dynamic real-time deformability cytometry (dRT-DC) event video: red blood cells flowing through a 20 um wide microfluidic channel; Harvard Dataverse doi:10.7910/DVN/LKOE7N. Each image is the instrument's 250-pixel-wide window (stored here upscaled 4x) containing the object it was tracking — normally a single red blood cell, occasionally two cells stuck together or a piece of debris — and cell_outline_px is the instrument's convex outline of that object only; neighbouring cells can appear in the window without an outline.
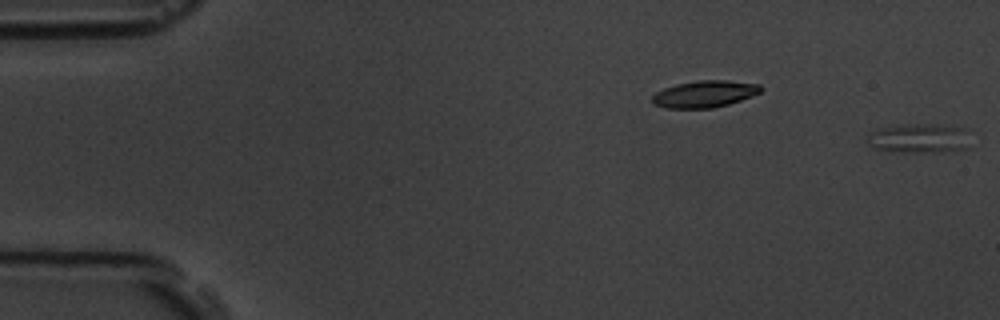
{"species": "common noctule bat (a hibernating species)", "species_latin": "Nyctalus noctula", "temperature_condition": "room temperature", "stored_images_in_passage": 3, "segment_of_instrument_passage": [2, 2], "camera_frame_rate_fps": 3000, "um_per_image_px": 0.085, "animal": {"sex": "male", "body_mass_g": 19.5, "forearm_length_mm": 54.6}, "frame": {"image": 1, "passage_image": 3, "time_ms": 2.333, "image_size_px": [1000, 320], "cell_outline_px": [[972, 148], [940, 152], [900, 152], [876, 148], [868, 144], [868, 132], [880, 128], [904, 124], [928, 124], [968, 128]], "centroid_in_image_um": [78.22, 11.76], "position_along_channel_um": 6.8, "area_um2": 18.03}}